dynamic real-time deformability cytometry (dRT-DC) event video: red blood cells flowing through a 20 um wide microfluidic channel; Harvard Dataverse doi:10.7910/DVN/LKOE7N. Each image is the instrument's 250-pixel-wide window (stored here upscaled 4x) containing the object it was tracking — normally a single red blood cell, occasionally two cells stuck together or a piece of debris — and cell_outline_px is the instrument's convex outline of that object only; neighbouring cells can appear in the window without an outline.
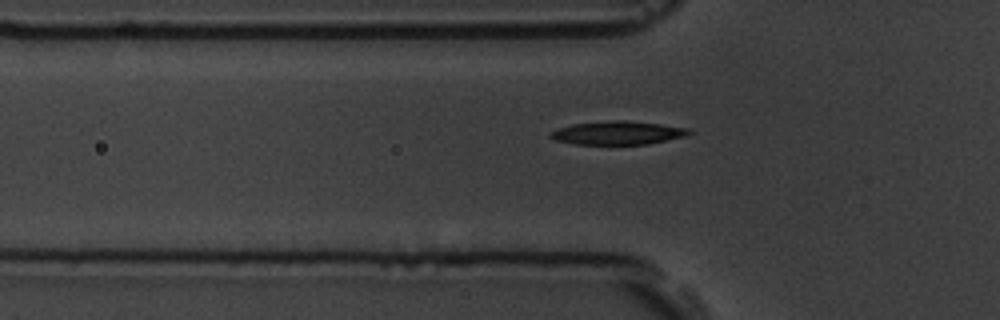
{"species": "common noctule bat (a hibernating species)", "species_latin": "Nyctalus noctula", "temperature_condition": "room temperature", "stored_images_in_passage": 36, "camera_frame_rate_fps": 3000, "um_per_image_px": 0.085, "animal": {"sex": "male", "body_mass_g": 19.5, "forearm_length_mm": 54.6}, "frame": {"image": 1, "passage_image": 3, "time_ms": 0.667, "image_size_px": [1000, 320], "cell_outline_px": [[692, 132], [684, 136], [648, 144], [572, 144], [556, 140], [548, 136], [552, 132], [560, 128], [572, 124], [608, 120], [624, 120], [660, 124], [688, 128]], "centroid_in_image_um": [52.49, 11.29], "position_along_channel_um": 73.3, "area_um2": 18.73}}
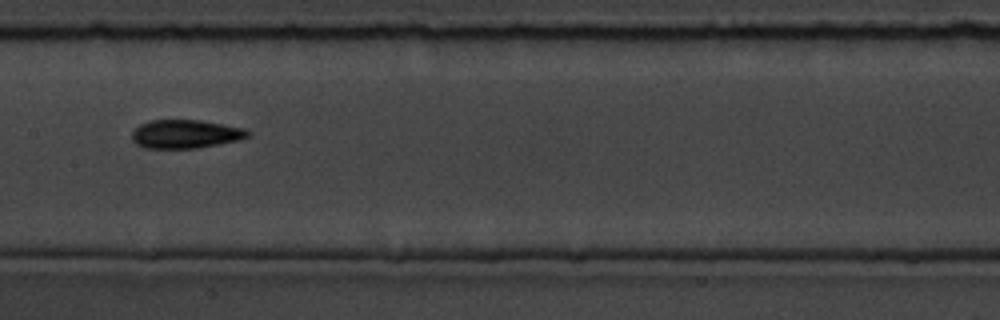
{"frame": {"image": 2, "passage_image": 13, "time_ms": 4.0, "image_size_px": [1000, 320], "cell_outline_px": [[252, 132], [248, 136], [240, 140], [196, 148], [144, 148], [136, 144], [132, 140], [132, 132], [140, 124], [152, 120], [200, 120], [244, 128]], "centroid_in_image_um": [15.77, 11.39], "position_along_channel_um": 191.6, "area_um2": 19.25}}
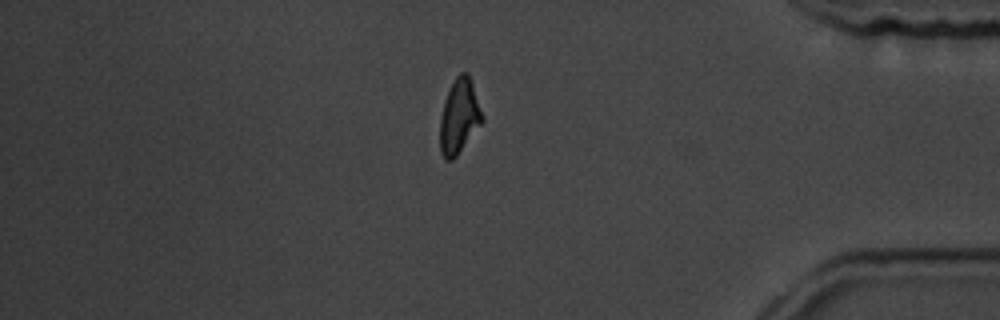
{"frame": {"image": 3, "passage_image": 33, "time_ms": 10.667, "image_size_px": [1000, 320], "cell_outline_px": [[484, 120], [456, 156], [452, 160], [444, 160], [440, 152], [440, 116], [444, 100], [456, 76], [460, 72], [468, 72], [484, 116]], "centroid_in_image_um": [39.03, 9.9], "position_along_channel_um": 396.2, "area_um2": 18.32}, "authors_computed_cell_mechanics": {"area_um2": 18.7272, "velocity_mm_per_s": 3.538, "shape_relaxation_time_tau1_ms": 3.4388, "shape_relaxation_time_tau2_ms": 3.9215, "deformation_change_tau1": 0.1504, "deformation_change_tau2": 0.1061}}